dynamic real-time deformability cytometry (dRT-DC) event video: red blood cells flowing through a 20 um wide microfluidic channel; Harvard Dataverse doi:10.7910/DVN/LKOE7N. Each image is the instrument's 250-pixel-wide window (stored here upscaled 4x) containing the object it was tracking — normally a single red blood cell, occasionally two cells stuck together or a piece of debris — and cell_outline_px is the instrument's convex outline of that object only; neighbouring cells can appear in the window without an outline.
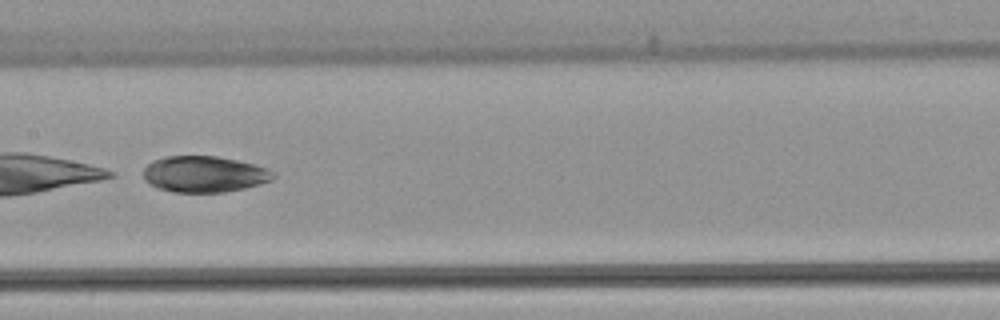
{"species": "common noctule bat (a hibernating species)", "species_latin": "Nyctalus noctula", "temperature_condition": "warm", "stored_images_in_passage": 31, "camera_frame_rate_fps": 3000, "um_per_image_px": 0.085, "animal": {"sex": "female", "body_mass_g": 22.7, "forearm_length_mm": 54.2}, "frame": {"image": 1, "passage_image": 14, "time_ms": 4.333, "image_size_px": [1000, 320], "cell_outline_px": [[276, 176], [272, 180], [260, 184], [244, 188], [224, 192], [176, 192], [156, 188], [148, 184], [144, 180], [144, 168], [152, 160], [164, 156], [216, 156], [256, 164], [268, 168], [276, 172]], "centroid_in_image_um": [17.37, 14.8], "position_along_channel_um": 190.0, "area_um2": 27.69}, "authors_computed_cell_mechanics": {"area_um2": 28.322, "velocity_mm_per_s": 3.8788, "shape_relaxation_time_tau1_ms": 0.9963, "shape_relaxation_time_tau2_ms": 2.6183, "deformation_change_tau1": 0.2699, "deformation_change_tau2": 0.0759}}